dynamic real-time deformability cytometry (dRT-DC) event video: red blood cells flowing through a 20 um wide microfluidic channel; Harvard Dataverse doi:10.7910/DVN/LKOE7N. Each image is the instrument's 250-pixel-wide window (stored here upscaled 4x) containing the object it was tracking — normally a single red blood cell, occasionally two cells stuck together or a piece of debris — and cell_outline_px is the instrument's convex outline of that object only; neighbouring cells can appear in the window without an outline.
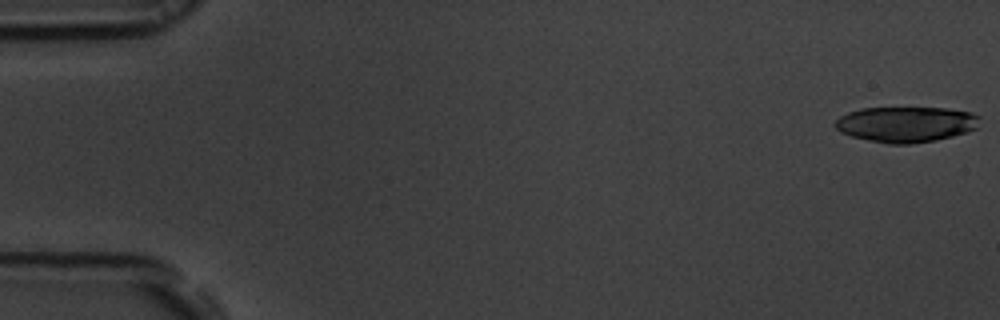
{"species": "common noctule bat (a hibernating species)", "species_latin": "Nyctalus noctula", "temperature_condition": "room temperature", "stored_images_in_passage": 54, "camera_frame_rate_fps": 3000, "um_per_image_px": 0.085, "animal": {"sex": "male", "body_mass_g": 19.5, "forearm_length_mm": 54.6}, "frame": {"image": 1, "passage_image": 1, "time_ms": 0.0, "image_size_px": [1000, 320], "cell_outline_px": [[980, 116], [976, 128], [968, 132], [936, 140], [912, 144], [888, 144], [868, 140], [852, 136], [840, 132], [832, 124], [840, 116], [848, 112], [860, 108], [948, 108], [972, 112]], "centroid_in_image_um": [77.0, 10.56], "position_along_channel_um": 8.0, "area_um2": 30.17}}